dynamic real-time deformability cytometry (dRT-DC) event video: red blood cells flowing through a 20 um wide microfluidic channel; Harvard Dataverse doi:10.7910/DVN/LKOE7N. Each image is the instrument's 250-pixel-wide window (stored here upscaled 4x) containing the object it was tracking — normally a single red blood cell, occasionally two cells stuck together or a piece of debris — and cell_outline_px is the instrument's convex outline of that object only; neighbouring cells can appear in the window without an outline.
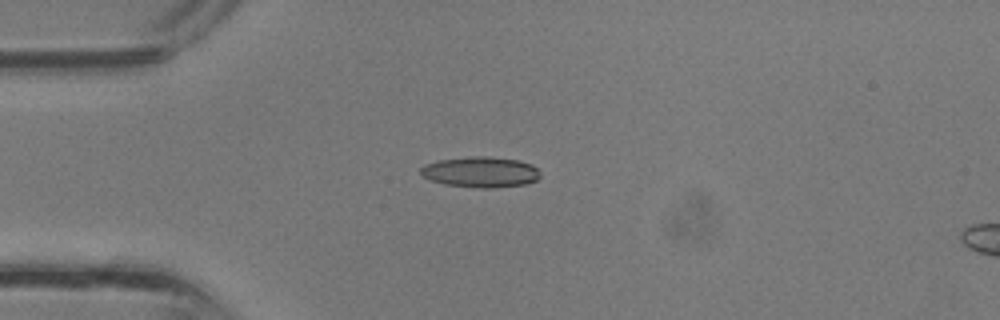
{"species": "common noctule bat (a hibernating species)", "species_latin": "Nyctalus noctula", "temperature_condition": "room temperature", "stored_images_in_passage": 29, "camera_frame_rate_fps": 3000, "um_per_image_px": 0.085, "animal": {"sex": "male", "body_mass_g": 13.3}, "frame": {"image": 1, "passage_image": 4, "time_ms": 1.0, "image_size_px": [1000, 320], "cell_outline_px": [[540, 176], [536, 180], [524, 184], [492, 188], [480, 188], [444, 184], [432, 180], [424, 176], [420, 172], [420, 168], [424, 164], [440, 160], [472, 156], [488, 156], [516, 160], [532, 164], [540, 172]], "centroid_in_image_um": [40.85, 14.62], "position_along_channel_um": 44.1, "area_um2": 21.21}}
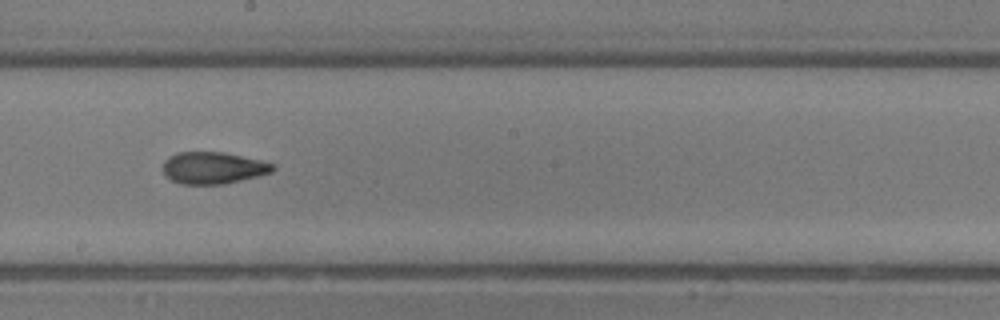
{"frame": {"image": 2, "passage_image": 15, "time_ms": 4.667, "image_size_px": [1000, 320], "cell_outline_px": [[276, 168], [272, 172], [224, 184], [180, 184], [164, 176], [164, 160], [168, 156], [176, 152], [224, 152], [260, 160], [272, 164]], "centroid_in_image_um": [18.08, 14.26], "position_along_channel_um": 230.1, "area_um2": 20.35}}
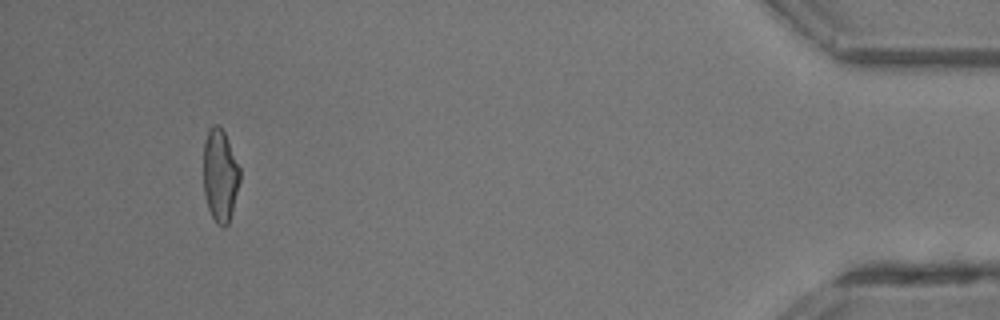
{"frame": {"image": 3, "passage_image": 29, "time_ms": 9.333, "image_size_px": [1000, 320], "cell_outline_px": [[240, 180], [232, 212], [228, 224], [224, 228], [216, 224], [208, 208], [204, 192], [204, 140], [208, 128], [216, 124], [224, 132], [240, 168]], "centroid_in_image_um": [18.7, 14.93], "position_along_channel_um": 416.5, "area_um2": 19.59}}